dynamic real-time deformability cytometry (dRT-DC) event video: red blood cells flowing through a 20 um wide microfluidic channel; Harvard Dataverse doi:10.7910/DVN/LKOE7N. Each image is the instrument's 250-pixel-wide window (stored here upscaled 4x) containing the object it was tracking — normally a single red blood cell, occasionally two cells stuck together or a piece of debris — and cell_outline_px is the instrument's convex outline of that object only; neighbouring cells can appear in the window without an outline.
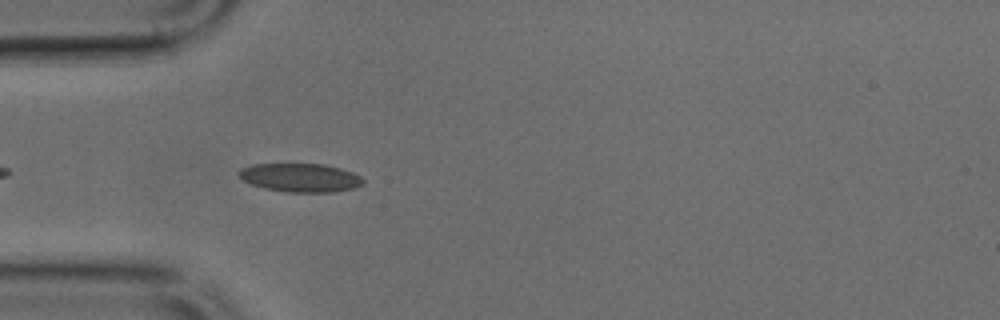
{"species": "common noctule bat (a hibernating species)", "species_latin": "Nyctalus noctula", "temperature_condition": "cold", "stored_images_in_passage": 17, "camera_frame_rate_fps": 3000, "um_per_image_px": 0.085, "animal": {"sex": "male", "body_mass_g": 17.9, "forearm_length_mm": 54.2}, "frame": {"image": 1, "passage_image": 3, "time_ms": 0.667, "image_size_px": [1000, 320], "cell_outline_px": [[364, 184], [352, 188], [332, 192], [288, 192], [264, 188], [252, 184], [244, 180], [236, 172], [240, 168], [252, 164], [324, 164], [340, 168], [352, 172], [360, 176], [364, 180]], "centroid_in_image_um": [25.52, 15.09], "position_along_channel_um": 59.5, "area_um2": 20.63}}
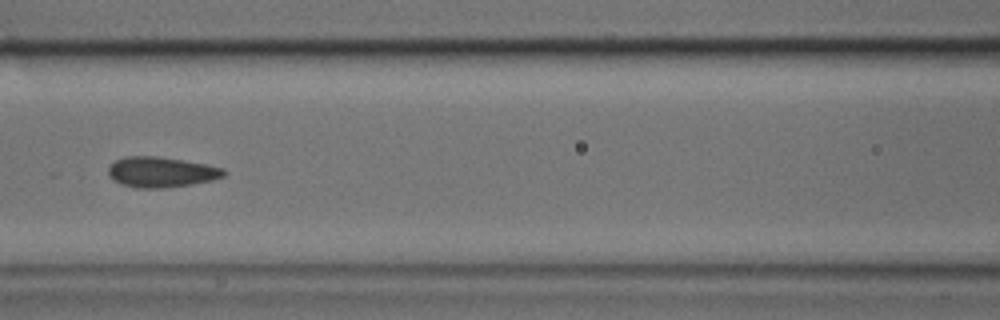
{"frame": {"image": 2, "passage_image": 10, "time_ms": 3.0, "image_size_px": [1000, 320], "cell_outline_px": [[228, 172], [224, 176], [212, 180], [192, 184], [164, 188], [136, 188], [120, 184], [112, 180], [108, 176], [108, 168], [112, 160], [124, 156], [156, 156], [208, 164], [224, 168]], "centroid_in_image_um": [13.67, 14.62], "position_along_channel_um": 152.9, "area_um2": 20.87}}